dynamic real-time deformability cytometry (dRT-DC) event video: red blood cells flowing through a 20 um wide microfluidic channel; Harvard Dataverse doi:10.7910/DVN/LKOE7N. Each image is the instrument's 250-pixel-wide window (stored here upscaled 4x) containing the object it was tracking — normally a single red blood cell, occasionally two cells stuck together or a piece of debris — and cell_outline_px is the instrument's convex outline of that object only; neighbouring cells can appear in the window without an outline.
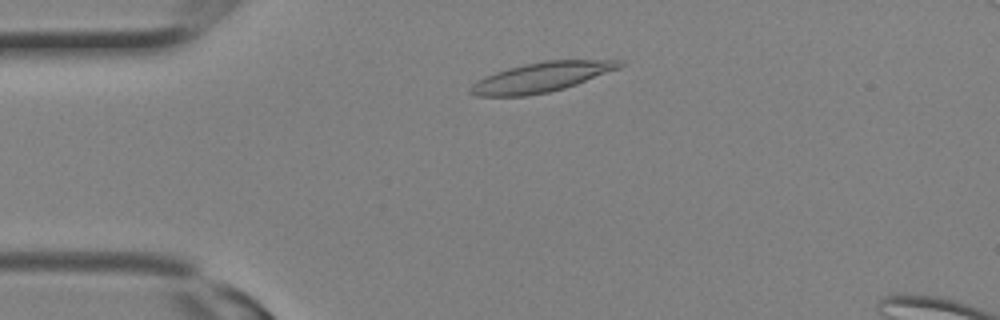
{"species": "Egyptian fruit bat (a non-hibernating species)", "species_latin": "Rousettus aegyptiacus", "temperature_condition": "room temperature", "stored_images_in_passage": 2, "camera_frame_rate_fps": 3000, "um_per_image_px": 0.085, "animal": {"sex": "female"}, "frame": {"image": 1, "passage_image": 1, "time_ms": 0.0, "image_size_px": [1000, 320], "cell_outline_px": [[624, 64], [620, 68], [576, 84], [564, 88], [548, 92], [528, 96], [476, 96], [468, 92], [468, 88], [476, 80], [484, 76], [508, 68], [524, 64], [544, 60], [620, 60]], "centroid_in_image_um": [45.97, 6.56], "position_along_channel_um": 39.0, "area_um2": 25.84}}